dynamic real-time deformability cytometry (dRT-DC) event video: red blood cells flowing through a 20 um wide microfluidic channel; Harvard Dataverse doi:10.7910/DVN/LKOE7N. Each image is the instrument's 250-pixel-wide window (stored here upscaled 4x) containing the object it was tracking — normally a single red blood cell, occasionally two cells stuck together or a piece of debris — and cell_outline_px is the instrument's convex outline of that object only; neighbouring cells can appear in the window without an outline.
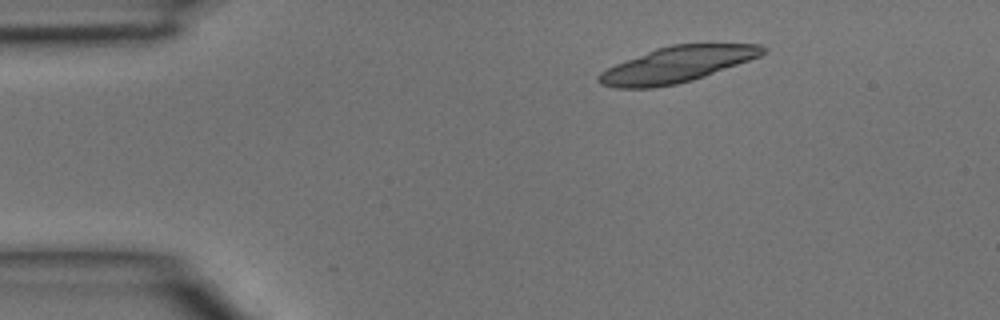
{"species": "common noctule bat (a hibernating species)", "species_latin": "Nyctalus noctula", "temperature_condition": "room temperature", "stored_images_in_passage": 2, "camera_frame_rate_fps": 3000, "um_per_image_px": 0.085, "animal": {"sex": "male", "body_mass_g": 15.6}, "frame": {"image": 1, "passage_image": 1, "time_ms": 0.0, "image_size_px": [1000, 320], "cell_outline_px": [[768, 52], [760, 56], [704, 76], [692, 80], [676, 84], [652, 88], [616, 88], [600, 84], [596, 80], [596, 76], [600, 72], [616, 64], [656, 48], [672, 44], [760, 44], [768, 48]], "centroid_in_image_um": [57.54, 5.48], "position_along_channel_um": 27.5, "area_um2": 34.04}}